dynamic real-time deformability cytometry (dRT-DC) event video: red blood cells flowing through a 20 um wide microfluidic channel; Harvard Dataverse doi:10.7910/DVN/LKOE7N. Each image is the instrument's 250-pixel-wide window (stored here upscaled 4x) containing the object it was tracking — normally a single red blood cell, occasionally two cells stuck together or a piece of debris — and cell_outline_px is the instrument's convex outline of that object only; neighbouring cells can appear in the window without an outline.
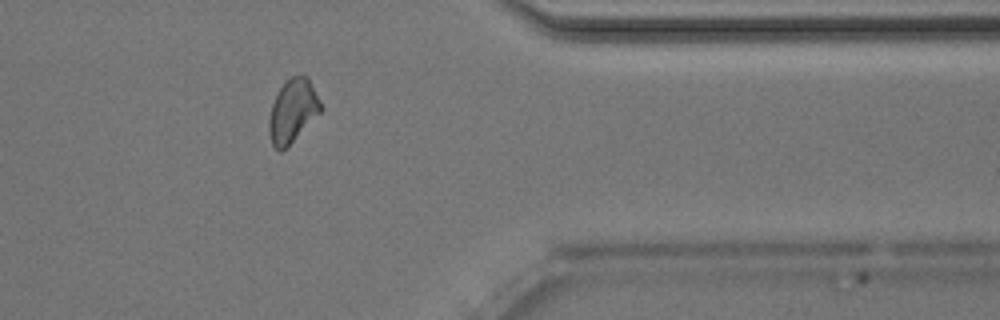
{"species": "Egyptian fruit bat (a non-hibernating species)", "species_latin": "Rousettus aegyptiacus", "temperature_condition": "room temperature", "stored_images_in_passage": 48, "camera_frame_rate_fps": 3000, "um_per_image_px": 0.085, "animal": {"sex": "male"}, "frame": {"image": 1, "passage_image": 41, "time_ms": 13.333, "image_size_px": [1000, 320], "cell_outline_px": [[324, 108], [280, 152], [272, 144], [268, 132], [268, 120], [272, 104], [280, 88], [292, 76], [308, 76]], "centroid_in_image_um": [24.87, 9.4], "position_along_channel_um": 386.5, "area_um2": 18.55}}